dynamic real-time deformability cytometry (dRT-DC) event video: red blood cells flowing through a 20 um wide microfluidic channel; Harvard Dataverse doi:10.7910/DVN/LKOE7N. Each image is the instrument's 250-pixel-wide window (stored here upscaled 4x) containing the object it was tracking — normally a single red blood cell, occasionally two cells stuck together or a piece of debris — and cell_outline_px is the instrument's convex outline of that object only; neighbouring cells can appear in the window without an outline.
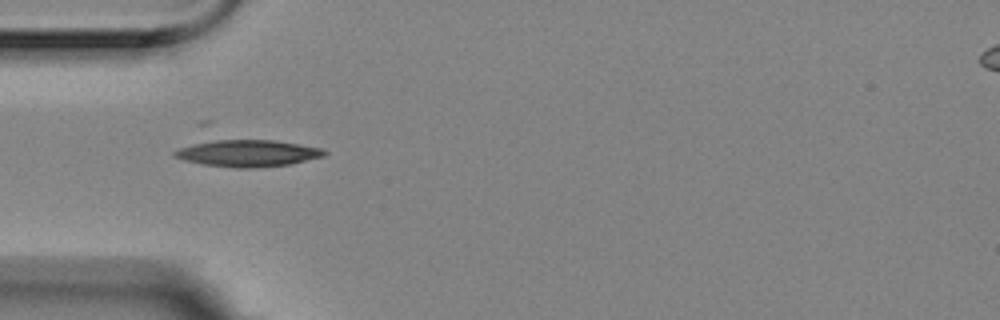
{"species": "Egyptian fruit bat (a non-hibernating species)", "species_latin": "Rousettus aegyptiacus", "temperature_condition": "room temperature", "stored_images_in_passage": 5, "camera_frame_rate_fps": 3000, "um_per_image_px": 0.085, "animal": {"sex": "female"}, "frame": {"image": 1, "passage_image": 4, "time_ms": 1.0, "image_size_px": [1000, 320], "cell_outline_px": [[328, 152], [324, 156], [292, 164], [256, 168], [236, 168], [204, 164], [184, 160], [172, 156], [172, 152], [180, 148], [200, 140], [272, 140], [320, 148]], "centroid_in_image_um": [21.0, 13.03], "position_along_channel_um": 64.0, "area_um2": 23.47}}
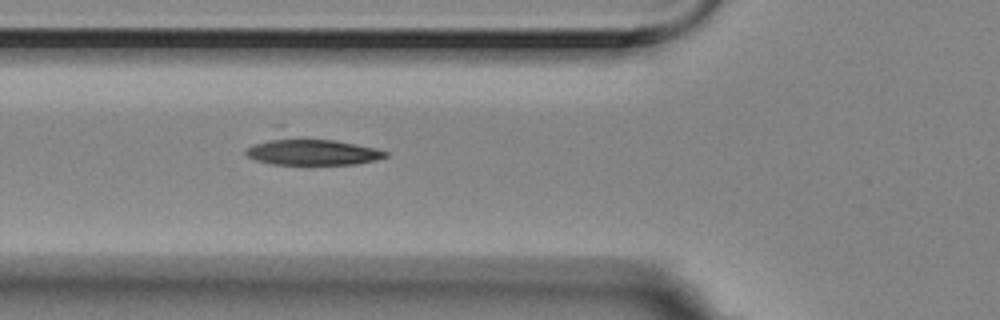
{"frame": {"image": 2, "passage_image": 5, "time_ms": 1.333, "image_size_px": [1000, 320], "cell_outline_px": [[388, 156], [376, 160], [356, 164], [272, 164], [256, 160], [248, 156], [244, 152], [248, 148], [276, 124], [284, 124], [376, 148], [388, 152]], "centroid_in_image_um": [26.27, 12.62], "position_along_channel_um": 99.5, "area_um2": 26.53}}